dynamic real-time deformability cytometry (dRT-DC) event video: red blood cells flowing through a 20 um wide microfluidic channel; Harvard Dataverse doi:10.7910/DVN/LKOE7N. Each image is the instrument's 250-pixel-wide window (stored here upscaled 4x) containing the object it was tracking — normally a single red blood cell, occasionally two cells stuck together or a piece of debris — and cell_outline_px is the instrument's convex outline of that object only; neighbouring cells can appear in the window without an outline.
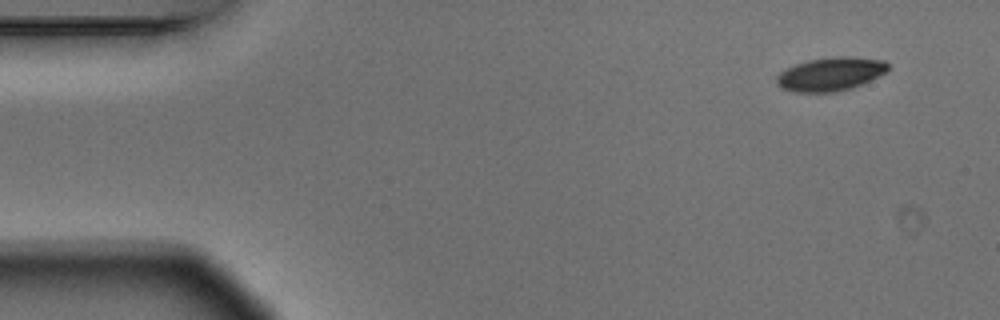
{"species": "Egyptian fruit bat (a non-hibernating species)", "species_latin": "Rousettus aegyptiacus", "temperature_condition": "warm", "stored_images_in_passage": 4, "camera_frame_rate_fps": 3000, "um_per_image_px": 0.085, "animal": {"sex": "male"}, "frame": {"image": 1, "passage_image": 1, "time_ms": 0.0, "image_size_px": [1000, 320], "cell_outline_px": [[888, 72], [852, 88], [836, 92], [796, 92], [784, 88], [776, 84], [776, 76], [780, 72], [796, 64], [808, 60], [832, 56], [852, 56], [884, 60], [888, 64]], "centroid_in_image_um": [70.62, 6.28], "position_along_channel_um": 14.4, "area_um2": 21.85}}
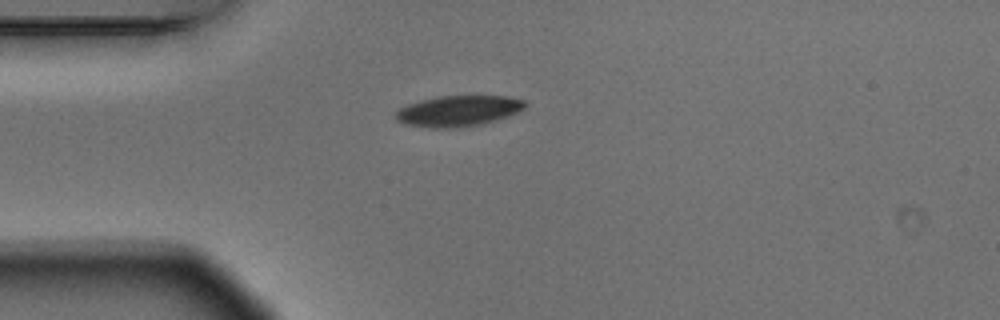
{"frame": {"image": 2, "passage_image": 4, "time_ms": 1.0, "image_size_px": [1000, 320], "cell_outline_px": [[528, 104], [524, 108], [508, 116], [480, 124], [452, 128], [432, 128], [404, 124], [396, 120], [396, 112], [400, 108], [408, 104], [420, 100], [440, 96], [508, 96], [524, 100]], "centroid_in_image_um": [38.94, 9.42], "position_along_channel_um": 46.1, "area_um2": 23.06}}